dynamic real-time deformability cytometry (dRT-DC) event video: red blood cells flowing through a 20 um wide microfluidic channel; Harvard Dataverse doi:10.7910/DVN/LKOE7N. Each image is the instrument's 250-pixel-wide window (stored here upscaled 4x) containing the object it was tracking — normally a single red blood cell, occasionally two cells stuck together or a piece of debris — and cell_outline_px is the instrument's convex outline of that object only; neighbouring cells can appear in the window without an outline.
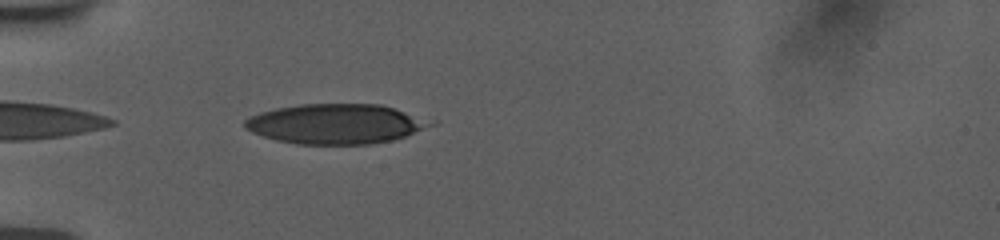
{"species": "human", "species_latin": "Homo sapiens", "temperature_condition": "room temperature", "stored_images_in_passage": 36, "camera_frame_rate_fps": 3000, "um_per_image_px": 0.085, "donor": {"sex": "female"}, "frame": {"image": 1, "passage_image": 1, "time_ms": 0.0, "image_size_px": [1000, 240], "cell_outline_px": [[436, 124], [404, 136], [392, 140], [368, 144], [296, 144], [276, 140], [252, 132], [244, 128], [244, 120], [260, 112], [276, 108], [300, 104], [380, 104], [436, 120]], "centroid_in_image_um": [28.57, 10.52], "position_along_channel_um": 56.4, "area_um2": 43.23}}
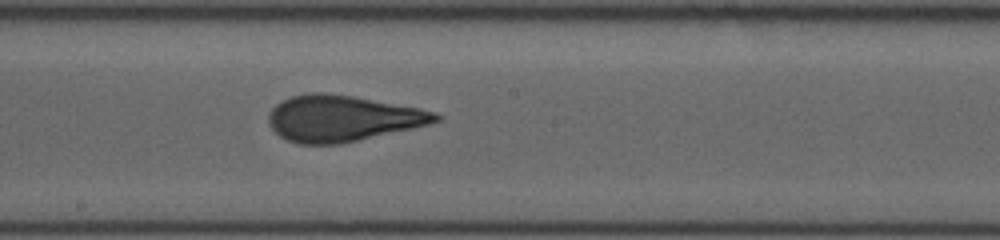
{"frame": {"image": 2, "passage_image": 15, "time_ms": 4.667, "image_size_px": [1000, 240], "cell_outline_px": [[440, 120], [428, 124], [412, 128], [340, 144], [300, 144], [288, 140], [280, 136], [268, 124], [268, 116], [272, 108], [276, 104], [292, 96], [312, 92], [324, 92], [352, 96], [420, 108], [436, 112], [440, 116]], "centroid_in_image_um": [29.08, 10.06], "position_along_channel_um": 219.1, "area_um2": 44.51}}
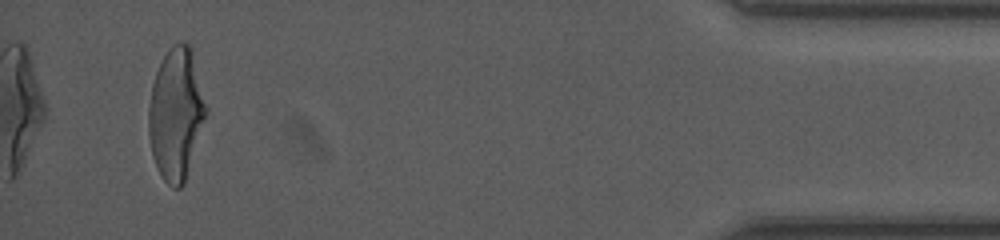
{"frame": {"image": 3, "passage_image": 36, "time_ms": 11.667, "image_size_px": [1000, 240], "cell_outline_px": [[208, 112], [184, 184], [180, 188], [172, 188], [164, 180], [156, 168], [152, 156], [148, 136], [148, 108], [152, 84], [156, 72], [164, 56], [172, 44], [180, 40], [188, 44], [192, 48], [208, 108]], "centroid_in_image_um": [14.97, 9.67], "position_along_channel_um": 420.2, "area_um2": 44.68}, "authors_computed_cell_mechanics": {"area_um2": 44.0725, "velocity_mm_per_s": 3.7771, "shape_relaxation_time_tau1_ms": 5.2371, "shape_relaxation_time_tau2_ms": 0.8158, "deformation_change_tau1": 0.2096, "deformation_change_tau2": 0.0883}}